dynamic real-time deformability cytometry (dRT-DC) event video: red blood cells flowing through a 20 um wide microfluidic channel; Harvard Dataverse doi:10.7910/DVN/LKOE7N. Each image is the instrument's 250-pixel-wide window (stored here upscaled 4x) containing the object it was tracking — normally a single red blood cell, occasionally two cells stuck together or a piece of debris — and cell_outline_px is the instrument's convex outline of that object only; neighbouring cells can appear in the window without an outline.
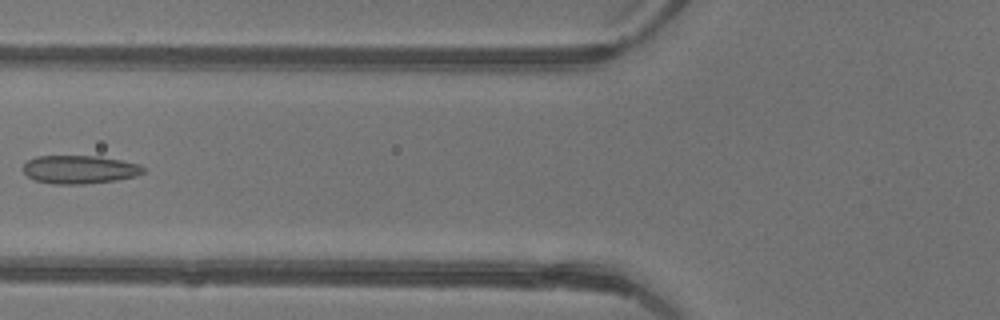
{"species": "common noctule bat (a hibernating species)", "species_latin": "Nyctalus noctula", "temperature_condition": "warm", "stored_images_in_passage": 3, "camera_frame_rate_fps": 3000, "um_per_image_px": 0.085, "animal": {"sex": "female"}, "frame": {"image": 1, "passage_image": 3, "time_ms": 0.667, "image_size_px": [1000, 320], "cell_outline_px": [[144, 172], [136, 176], [116, 180], [84, 184], [52, 184], [36, 180], [28, 176], [20, 168], [28, 160], [36, 156], [100, 156], [140, 164], [144, 168]], "centroid_in_image_um": [6.75, 14.4], "position_along_channel_um": 119.1, "area_um2": 19.88}}